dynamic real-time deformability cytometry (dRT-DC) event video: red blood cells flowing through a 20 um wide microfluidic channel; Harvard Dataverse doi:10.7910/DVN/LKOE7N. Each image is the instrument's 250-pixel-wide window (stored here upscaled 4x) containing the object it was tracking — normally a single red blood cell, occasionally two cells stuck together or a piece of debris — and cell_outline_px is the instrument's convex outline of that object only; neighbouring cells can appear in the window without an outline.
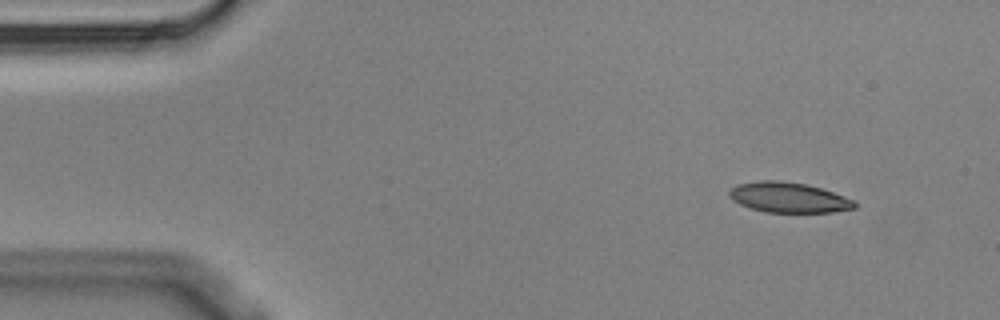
{"species": "Egyptian fruit bat (a non-hibernating species)", "species_latin": "Rousettus aegyptiacus", "temperature_condition": "cold", "stored_images_in_passage": 4, "camera_frame_rate_fps": 3000, "um_per_image_px": 0.085, "animal": {"sex": "male"}, "frame": {"image": 1, "passage_image": 1, "time_ms": 0.0, "image_size_px": [1000, 320], "cell_outline_px": [[856, 208], [832, 212], [764, 212], [740, 204], [728, 192], [732, 188], [740, 184], [760, 180], [776, 180], [804, 184], [820, 188], [856, 200]], "centroid_in_image_um": [67.09, 16.79], "position_along_channel_um": 17.9, "area_um2": 21.68}}
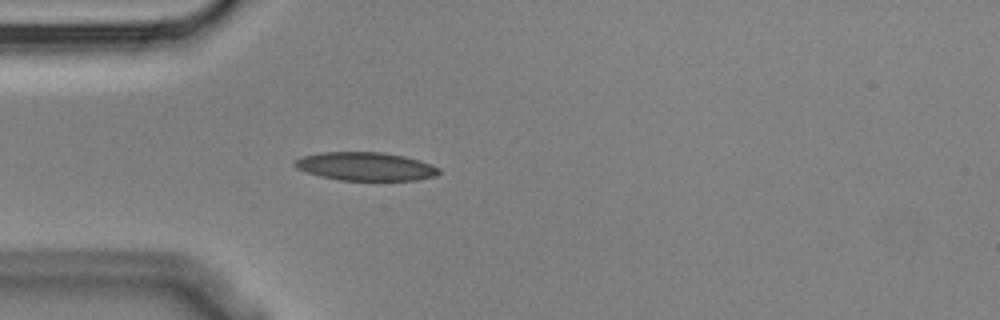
{"frame": {"image": 2, "passage_image": 4, "time_ms": 1.0, "image_size_px": [1000, 320], "cell_outline_px": [[440, 172], [436, 176], [416, 180], [340, 180], [320, 176], [296, 168], [292, 164], [296, 160], [304, 156], [324, 152], [384, 152], [404, 156], [420, 160], [432, 164], [440, 168]], "centroid_in_image_um": [31.12, 14.14], "position_along_channel_um": 53.9, "area_um2": 23.81}}